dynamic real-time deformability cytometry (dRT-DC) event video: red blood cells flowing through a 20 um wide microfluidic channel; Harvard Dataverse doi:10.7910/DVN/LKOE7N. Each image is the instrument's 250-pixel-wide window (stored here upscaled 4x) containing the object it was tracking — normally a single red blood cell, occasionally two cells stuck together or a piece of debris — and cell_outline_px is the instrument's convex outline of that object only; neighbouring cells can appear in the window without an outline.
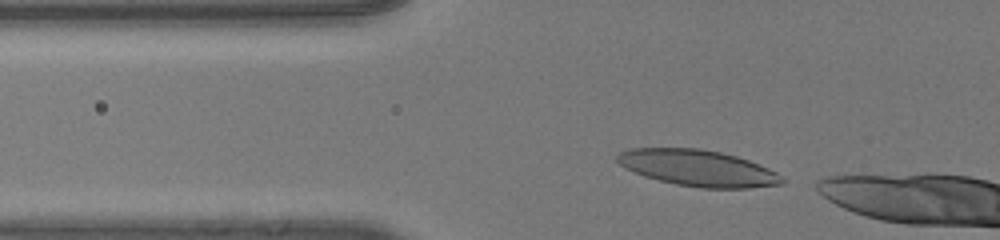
{"species": "human", "species_latin": "Homo sapiens", "temperature_condition": "room temperature", "stored_images_in_passage": 5, "camera_frame_rate_fps": 3000, "um_per_image_px": 0.085, "donor": {"sex": "male"}, "frame": {"image": 1, "passage_image": 2, "time_ms": 0.333, "image_size_px": [1000, 240], "cell_outline_px": [[788, 180], [784, 184], [752, 188], [700, 188], [676, 184], [644, 176], [624, 168], [616, 160], [616, 156], [620, 152], [632, 148], [700, 148], [720, 152], [736, 156], [748, 160], [768, 168], [776, 172]], "centroid_in_image_um": [59.35, 14.29], "position_along_channel_um": 66.4, "area_um2": 34.97}}